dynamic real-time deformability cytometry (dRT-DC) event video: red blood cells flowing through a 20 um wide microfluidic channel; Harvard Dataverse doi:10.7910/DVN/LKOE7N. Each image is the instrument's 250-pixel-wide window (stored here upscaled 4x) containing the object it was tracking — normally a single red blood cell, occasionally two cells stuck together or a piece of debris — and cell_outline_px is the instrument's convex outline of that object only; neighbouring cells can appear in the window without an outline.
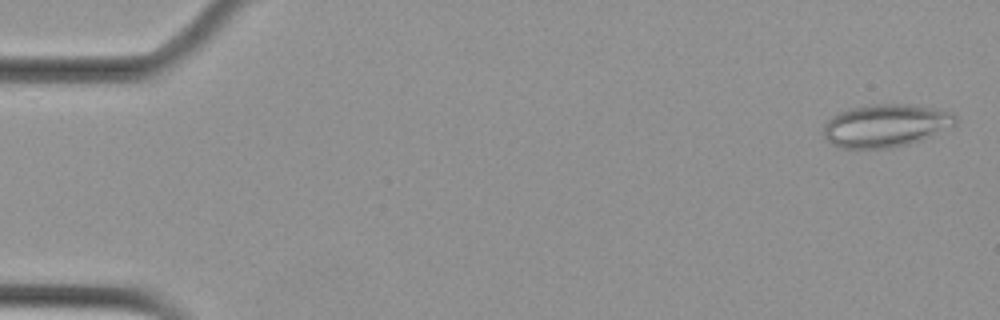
{"species": "Egyptian fruit bat (a non-hibernating species)", "species_latin": "Rousettus aegyptiacus", "temperature_condition": "cold", "stored_images_in_passage": 11, "camera_frame_rate_fps": 3000, "um_per_image_px": 0.085, "animal": {"sex": "female"}, "frame": {"image": 1, "passage_image": 2, "time_ms": 0.333, "image_size_px": [1000, 320], "cell_outline_px": [[960, 120], [956, 124], [920, 140], [908, 144], [892, 148], [840, 148], [832, 144], [824, 136], [824, 124], [832, 116], [848, 108], [872, 104], [908, 104], [932, 108], [952, 112]], "centroid_in_image_um": [75.28, 10.67], "position_along_channel_um": 9.7, "area_um2": 32.89}}